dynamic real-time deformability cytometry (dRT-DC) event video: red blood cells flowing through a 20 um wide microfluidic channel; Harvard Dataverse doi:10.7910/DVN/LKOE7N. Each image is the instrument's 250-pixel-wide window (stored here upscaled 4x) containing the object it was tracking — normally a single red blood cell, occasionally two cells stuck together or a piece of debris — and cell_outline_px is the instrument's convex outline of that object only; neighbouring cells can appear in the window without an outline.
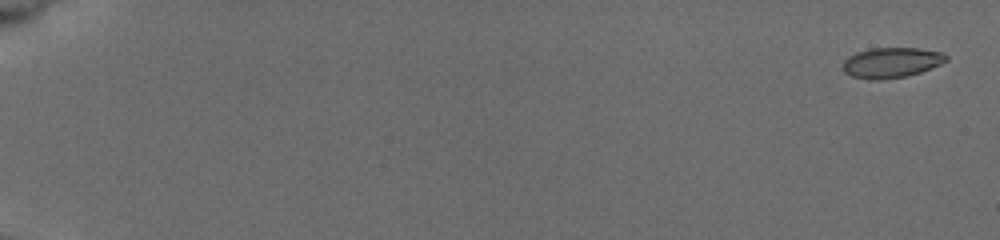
{"species": "common noctule bat (a hibernating species)", "species_latin": "Nyctalus noctula", "temperature_condition": "cold", "stored_images_in_passage": 7, "camera_frame_rate_fps": 3000, "um_per_image_px": 0.085, "animal": {"sex": "female", "body_mass_g": 19.5, "forearm_length_mm": 54.1}, "frame": {"image": 1, "passage_image": 1, "time_ms": 0.0, "image_size_px": [1000, 240], "cell_outline_px": [[948, 60], [940, 64], [920, 72], [908, 76], [880, 80], [868, 80], [852, 76], [844, 72], [844, 60], [848, 56], [856, 52], [872, 48], [920, 48], [940, 52], [948, 56]], "centroid_in_image_um": [75.76, 5.32], "position_along_channel_um": 9.2, "area_um2": 18.26}}
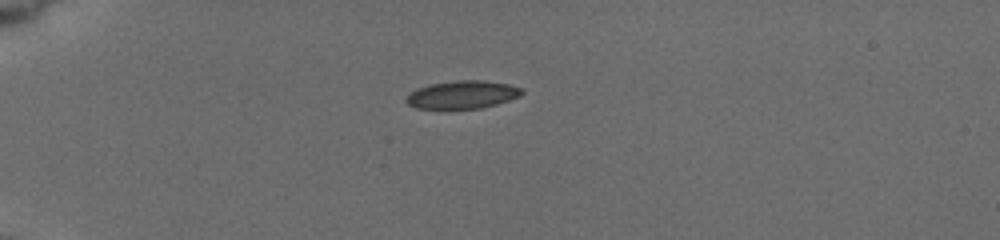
{"frame": {"image": 2, "passage_image": 6, "time_ms": 5.0, "image_size_px": [1000, 240], "cell_outline_px": [[524, 92], [520, 96], [496, 104], [480, 108], [416, 108], [408, 104], [404, 100], [416, 88], [428, 84], [456, 80], [484, 80], [508, 84], [524, 88]], "centroid_in_image_um": [39.32, 8.03], "position_along_channel_um": 45.7, "area_um2": 18.79}}